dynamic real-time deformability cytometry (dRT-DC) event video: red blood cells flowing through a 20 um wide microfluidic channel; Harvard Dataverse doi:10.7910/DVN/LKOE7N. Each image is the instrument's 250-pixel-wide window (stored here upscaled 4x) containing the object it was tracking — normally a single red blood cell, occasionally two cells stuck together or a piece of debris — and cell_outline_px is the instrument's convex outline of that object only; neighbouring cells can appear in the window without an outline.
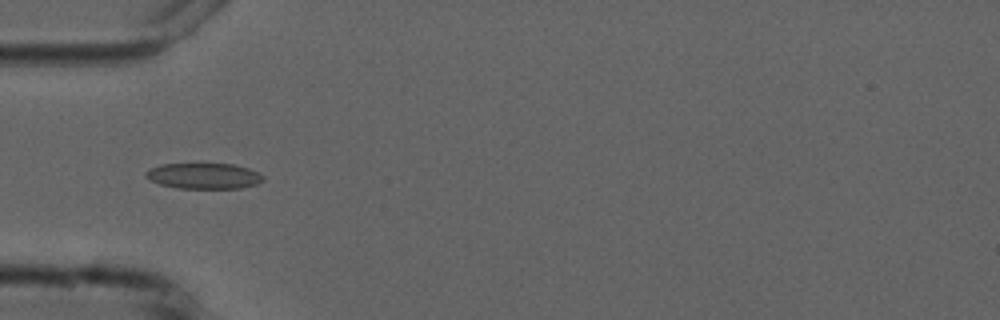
{"species": "common noctule bat (a hibernating species)", "species_latin": "Nyctalus noctula", "temperature_condition": "cold", "stored_images_in_passage": 6, "camera_frame_rate_fps": 3000, "um_per_image_px": 0.085, "animal": {"sex": "male", "forearm_length_mm": 52.5}, "frame": {"image": 1, "passage_image": 5, "time_ms": 5.333, "image_size_px": [1000, 320], "cell_outline_px": [[264, 180], [256, 184], [240, 188], [176, 188], [160, 184], [144, 176], [144, 172], [148, 168], [160, 164], [200, 160], [232, 164], [248, 168], [264, 176]], "centroid_in_image_um": [17.26, 14.89], "position_along_channel_um": 67.7, "area_um2": 18.61}}
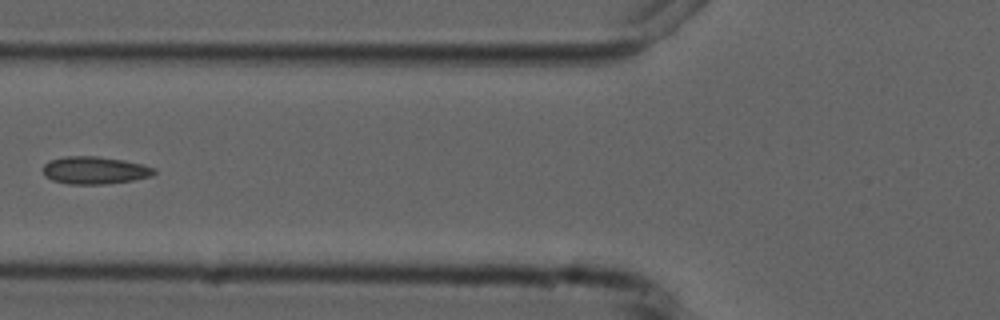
{"frame": {"image": 2, "passage_image": 6, "time_ms": 6.667, "image_size_px": [1000, 320], "cell_outline_px": [[156, 172], [152, 176], [132, 180], [104, 184], [68, 184], [52, 180], [44, 176], [44, 164], [48, 160], [64, 156], [96, 156], [124, 160], [156, 168]], "centroid_in_image_um": [8.03, 14.47], "position_along_channel_um": 117.8, "area_um2": 17.86}}